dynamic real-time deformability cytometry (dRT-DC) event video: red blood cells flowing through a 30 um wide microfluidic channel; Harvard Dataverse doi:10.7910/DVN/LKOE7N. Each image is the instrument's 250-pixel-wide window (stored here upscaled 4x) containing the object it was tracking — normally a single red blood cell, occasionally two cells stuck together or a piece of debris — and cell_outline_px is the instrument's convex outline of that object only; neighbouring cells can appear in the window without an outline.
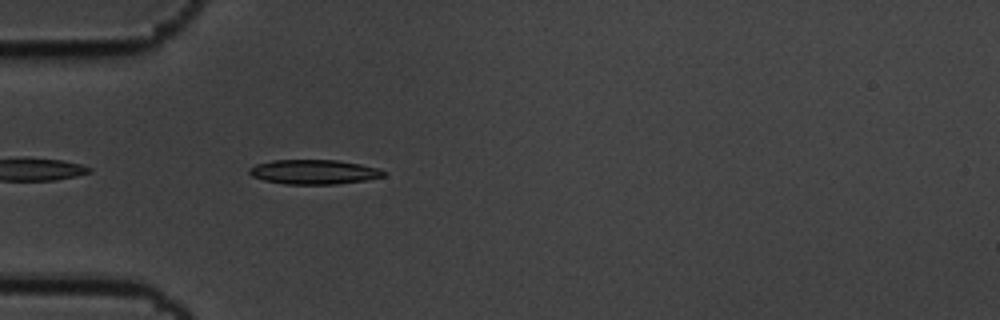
{"species": "common noctule bat (a hibernating species)", "species_latin": "Nyctalus noctula", "temperature_condition": "cold", "stored_images_in_passage": 24, "camera_frame_rate_fps": 3000, "um_per_image_px": 0.085, "animal": {"sex": "male", "body_mass_g": 19.5, "forearm_length_mm": 54.6}, "frame": {"image": 1, "passage_image": 3, "time_ms": 0.667, "image_size_px": [1000, 320], "cell_outline_px": [[384, 176], [364, 180], [336, 184], [284, 184], [264, 180], [252, 176], [248, 172], [248, 168], [256, 164], [272, 160], [336, 160], [360, 164], [380, 168], [384, 172]], "centroid_in_image_um": [26.64, 14.61], "position_along_channel_um": 58.4, "area_um2": 19.13}}
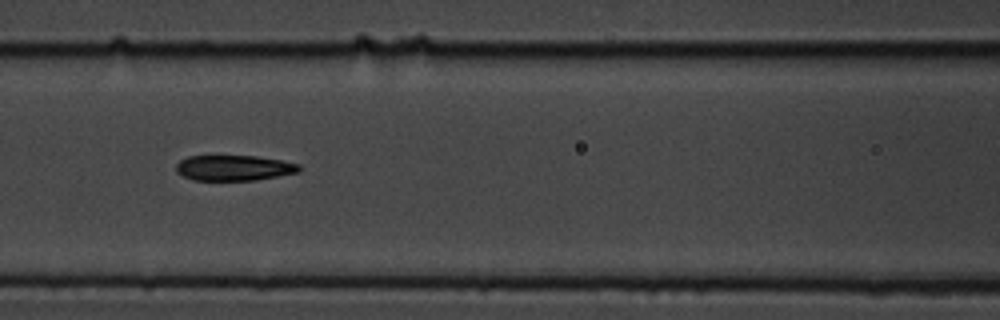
{"frame": {"image": 2, "passage_image": 11, "time_ms": 3.333, "image_size_px": [1000, 320], "cell_outline_px": [[300, 172], [256, 180], [192, 180], [176, 172], [176, 164], [180, 160], [188, 156], [256, 156], [280, 160], [300, 164]], "centroid_in_image_um": [19.88, 14.27], "position_along_channel_um": 146.7, "area_um2": 18.26}}
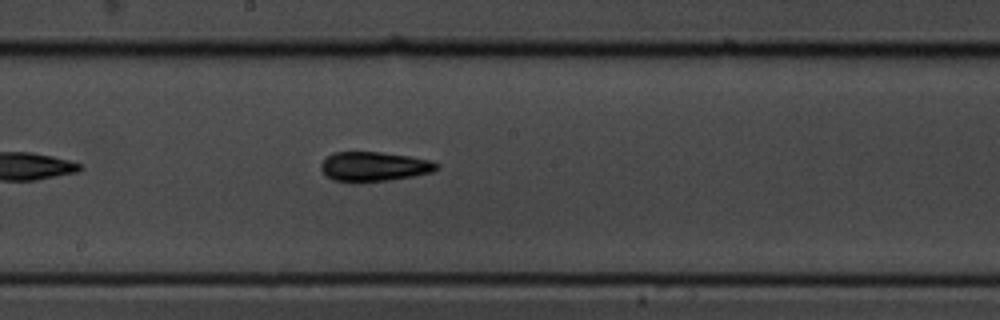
{"frame": {"image": 3, "passage_image": 17, "time_ms": 5.333, "image_size_px": [1000, 320], "cell_outline_px": [[440, 164], [432, 172], [412, 176], [388, 180], [352, 184], [332, 180], [320, 168], [320, 164], [332, 152], [380, 152], [408, 156], [432, 160]], "centroid_in_image_um": [31.76, 14.17], "position_along_channel_um": 216.4, "area_um2": 20.11}}